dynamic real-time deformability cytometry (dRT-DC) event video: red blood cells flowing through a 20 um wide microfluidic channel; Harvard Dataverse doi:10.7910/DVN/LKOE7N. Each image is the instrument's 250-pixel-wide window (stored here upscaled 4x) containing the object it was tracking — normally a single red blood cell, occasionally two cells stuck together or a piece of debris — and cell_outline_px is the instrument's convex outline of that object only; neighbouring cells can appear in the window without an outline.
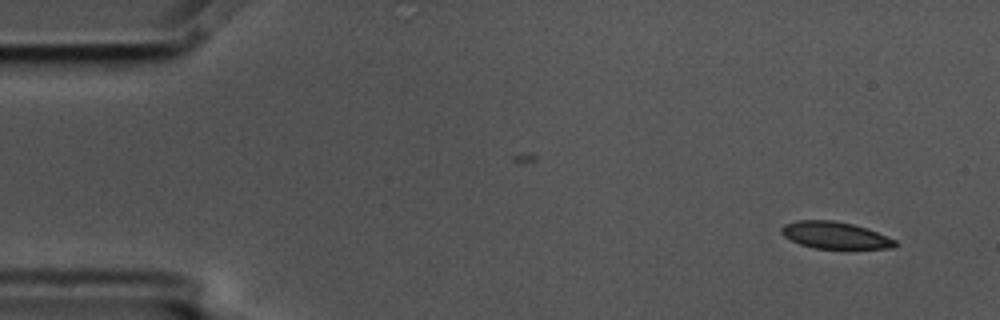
{"species": "common noctule bat (a hibernating species)", "species_latin": "Nyctalus noctula", "temperature_condition": "cold", "stored_images_in_passage": 6, "camera_frame_rate_fps": 3000, "um_per_image_px": 0.085, "animal": {"sex": "male", "body_mass_g": 17.5, "forearm_length_mm": 52.3}, "frame": {"image": 1, "passage_image": 1, "time_ms": 0.0, "image_size_px": [1000, 320], "cell_outline_px": [[896, 244], [892, 248], [816, 248], [800, 244], [784, 236], [780, 232], [780, 228], [784, 224], [796, 220], [832, 220], [852, 224], [868, 228], [896, 240]], "centroid_in_image_um": [70.95, 19.98], "position_along_channel_um": 14.1, "area_um2": 17.69}}
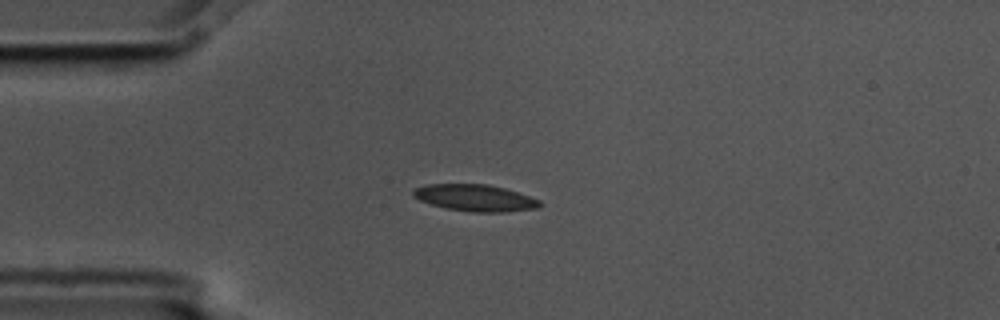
{"frame": {"image": 2, "passage_image": 4, "time_ms": 1.0, "image_size_px": [1000, 320], "cell_outline_px": [[540, 208], [504, 212], [472, 212], [444, 208], [420, 200], [412, 196], [412, 192], [416, 188], [424, 184], [488, 184], [504, 188], [540, 200]], "centroid_in_image_um": [40.36, 16.82], "position_along_channel_um": 44.6, "area_um2": 19.65}}
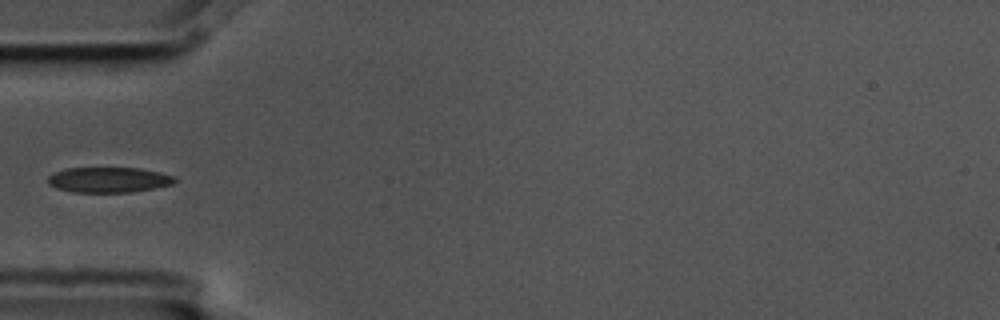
{"frame": {"image": 3, "passage_image": 5, "time_ms": 1.333, "image_size_px": [1000, 320], "cell_outline_px": [[180, 180], [176, 184], [132, 192], [72, 192], [56, 188], [48, 184], [48, 176], [64, 168], [140, 168], [160, 172], [176, 176]], "centroid_in_image_um": [9.31, 15.28], "position_along_channel_um": 75.7, "area_um2": 19.02}}